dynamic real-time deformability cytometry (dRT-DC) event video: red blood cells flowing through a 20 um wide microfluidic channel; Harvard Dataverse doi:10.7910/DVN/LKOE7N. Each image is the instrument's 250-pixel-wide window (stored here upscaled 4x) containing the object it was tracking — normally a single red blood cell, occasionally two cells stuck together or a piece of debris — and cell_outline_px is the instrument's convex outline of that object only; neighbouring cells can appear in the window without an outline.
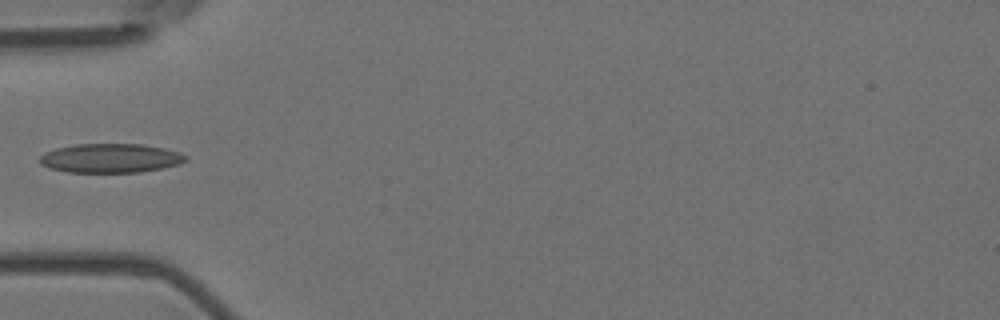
{"species": "Egyptian fruit bat (a non-hibernating species)", "species_latin": "Rousettus aegyptiacus", "temperature_condition": "room temperature", "stored_images_in_passage": 1, "camera_frame_rate_fps": 3000, "um_per_image_px": 0.085, "animal": {"sex": "female"}, "frame": {"image": 1, "passage_image": 1, "time_ms": 0.0, "image_size_px": [1000, 320], "cell_outline_px": [[188, 160], [180, 164], [164, 168], [140, 172], [64, 172], [48, 168], [40, 164], [40, 156], [44, 152], [56, 148], [76, 144], [144, 144], [164, 148], [180, 152], [188, 156]], "centroid_in_image_um": [9.41, 13.45], "position_along_channel_um": 75.6, "area_um2": 25.09}}